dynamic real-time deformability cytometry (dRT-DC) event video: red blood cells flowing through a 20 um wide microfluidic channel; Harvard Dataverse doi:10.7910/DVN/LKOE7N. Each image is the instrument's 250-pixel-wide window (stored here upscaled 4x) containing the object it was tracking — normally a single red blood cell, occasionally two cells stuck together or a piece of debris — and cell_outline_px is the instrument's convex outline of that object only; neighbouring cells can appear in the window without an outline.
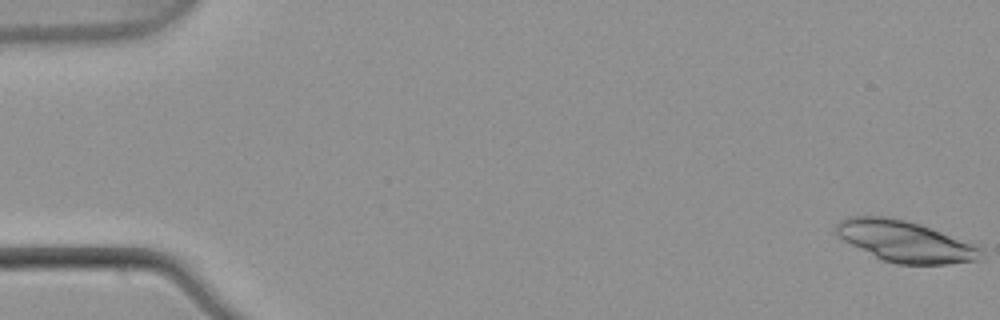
{"species": "common noctule bat (a hibernating species)", "species_latin": "Nyctalus noctula", "temperature_condition": "warm", "stored_images_in_passage": 17, "camera_frame_rate_fps": 3000, "um_per_image_px": 0.085, "animal": {"sex": "male", "body_mass_g": 21.5, "forearm_length_mm": 52.0}, "frame": {"image": 1, "passage_image": 1, "time_ms": 0.0, "image_size_px": [1000, 320], "cell_outline_px": [[984, 256], [976, 260], [948, 264], [896, 264], [884, 260], [844, 240], [836, 232], [836, 224], [840, 220], [848, 216], [884, 216], [904, 220], [920, 224], [972, 244], [980, 248], [984, 252]], "centroid_in_image_um": [76.94, 20.51], "position_along_channel_um": 8.1, "area_um2": 33.99}}